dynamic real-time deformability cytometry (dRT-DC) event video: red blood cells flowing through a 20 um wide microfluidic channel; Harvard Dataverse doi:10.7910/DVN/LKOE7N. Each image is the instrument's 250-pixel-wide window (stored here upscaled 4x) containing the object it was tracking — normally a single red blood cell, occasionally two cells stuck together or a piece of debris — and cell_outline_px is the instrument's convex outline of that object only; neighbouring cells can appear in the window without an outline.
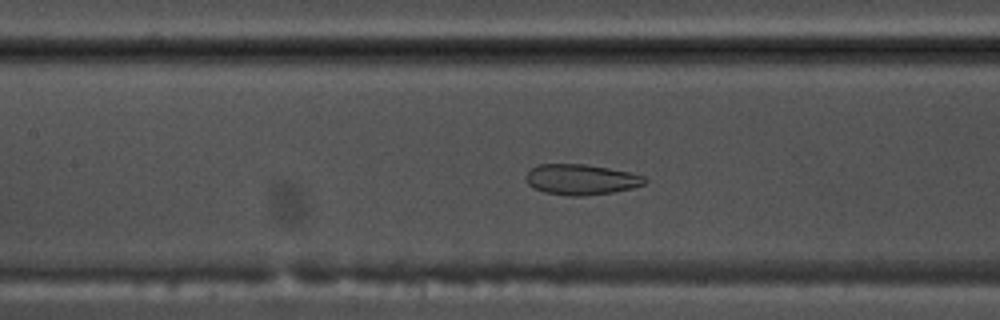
{"species": "common noctule bat (a hibernating species)", "species_latin": "Nyctalus noctula", "temperature_condition": "warm", "stored_images_in_passage": 39, "segment_of_instrument_passage": [1, 2], "camera_frame_rate_fps": 3000, "um_per_image_px": 0.085, "animal": {"sex": "male", "body_mass_g": 17.5, "forearm_length_mm": 52.3}, "frame": {"image": 1, "passage_image": 9, "time_ms": 2.667, "image_size_px": [1000, 320], "cell_outline_px": [[648, 180], [644, 184], [632, 188], [612, 192], [580, 196], [568, 196], [544, 192], [532, 188], [524, 180], [524, 176], [528, 168], [536, 164], [584, 164], [632, 172], [644, 176]], "centroid_in_image_um": [49.33, 15.25], "position_along_channel_um": 158.1, "area_um2": 21.5}}
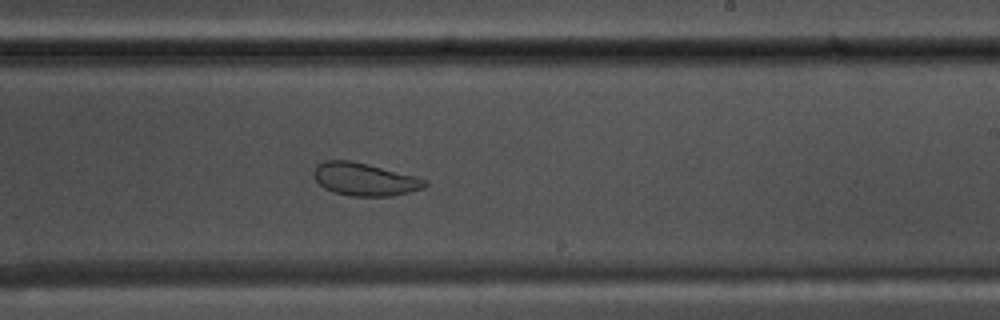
{"frame": {"image": 2, "passage_image": 17, "time_ms": 5.333, "image_size_px": [1000, 320], "cell_outline_px": [[428, 184], [424, 188], [392, 196], [352, 196], [332, 192], [324, 188], [316, 180], [312, 172], [316, 164], [324, 160], [348, 160], [368, 164], [416, 176], [428, 180]], "centroid_in_image_um": [30.98, 15.23], "position_along_channel_um": 258.0, "area_um2": 21.39}}
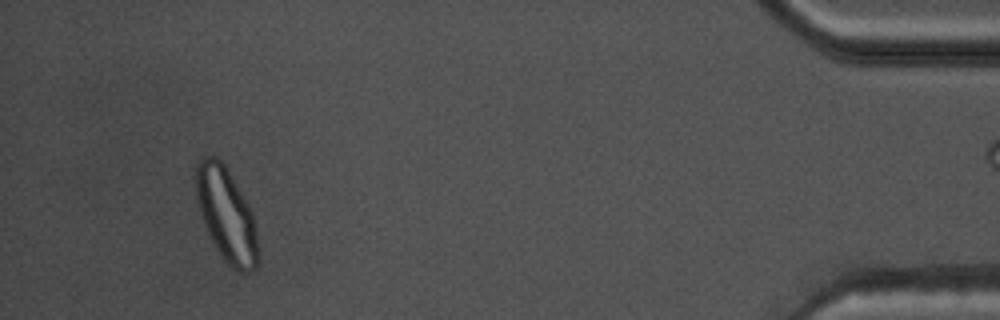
{"frame": {"image": 3, "passage_image": 35, "time_ms": 11.333, "image_size_px": [1000, 320], "cell_outline_px": [[260, 252], [256, 268], [252, 272], [240, 272], [232, 268], [224, 260], [216, 248], [204, 224], [200, 212], [196, 192], [196, 168], [200, 160], [204, 156], [216, 156], [224, 164], [248, 200], [256, 224]], "centroid_in_image_um": [19.3, 18.28], "position_along_channel_um": 415.9, "area_um2": 34.28}}